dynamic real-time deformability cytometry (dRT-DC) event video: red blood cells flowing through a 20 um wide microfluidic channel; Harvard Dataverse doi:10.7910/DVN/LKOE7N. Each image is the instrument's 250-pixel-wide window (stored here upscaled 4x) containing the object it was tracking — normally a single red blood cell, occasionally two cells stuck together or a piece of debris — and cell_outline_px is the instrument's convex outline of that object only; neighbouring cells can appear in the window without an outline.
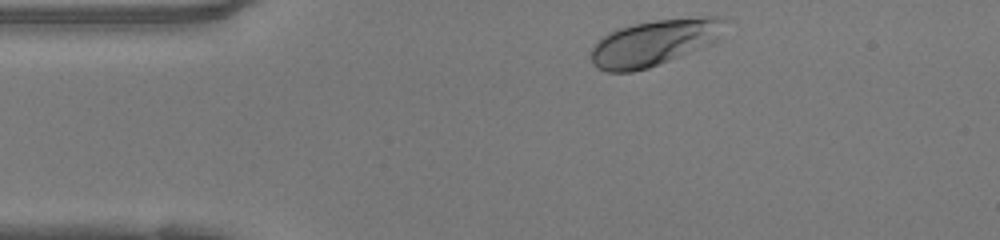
{"species": "human", "species_latin": "Homo sapiens", "temperature_condition": "warm", "stored_images_in_passage": 34, "camera_frame_rate_fps": 3000, "um_per_image_px": 0.085, "donor": {"sex": "female"}, "frame": {"image": 1, "passage_image": 1, "time_ms": 0.0, "image_size_px": [1000, 240], "cell_outline_px": [[728, 20], [720, 40], [712, 44], [648, 68], [632, 72], [608, 72], [596, 68], [592, 60], [592, 48], [596, 40], [608, 32], [632, 24], [656, 20], [700, 16], [720, 16]], "centroid_in_image_um": [55.67, 3.6], "position_along_channel_um": 29.3, "area_um2": 36.41}}
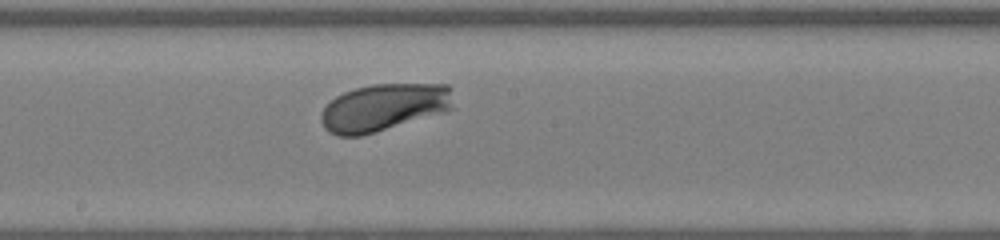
{"frame": {"image": 2, "passage_image": 18, "time_ms": 5.667, "image_size_px": [1000, 240], "cell_outline_px": [[452, 108], [440, 112], [360, 136], [336, 136], [328, 132], [324, 128], [320, 120], [320, 112], [336, 96], [344, 92], [356, 88], [372, 84], [448, 84], [452, 88]], "centroid_in_image_um": [32.57, 9.11], "position_along_channel_um": 215.6, "area_um2": 36.07}}
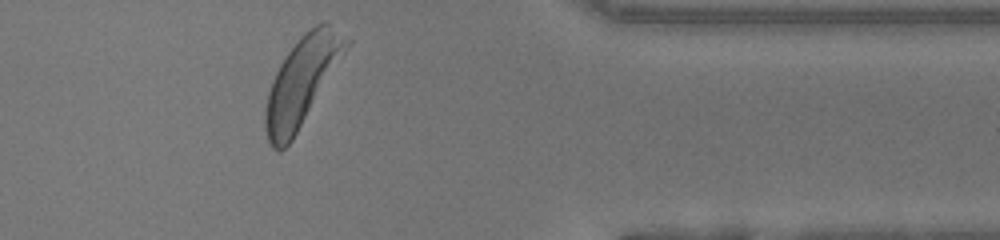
{"frame": {"image": 3, "passage_image": 32, "time_ms": 10.333, "image_size_px": [1000, 240], "cell_outline_px": [[352, 40], [292, 140], [280, 152], [272, 148], [268, 144], [264, 128], [264, 112], [268, 92], [272, 80], [280, 64], [288, 52], [300, 36], [316, 24], [324, 20]], "centroid_in_image_um": [25.62, 6.93], "position_along_channel_um": 385.8, "area_um2": 40.92}}